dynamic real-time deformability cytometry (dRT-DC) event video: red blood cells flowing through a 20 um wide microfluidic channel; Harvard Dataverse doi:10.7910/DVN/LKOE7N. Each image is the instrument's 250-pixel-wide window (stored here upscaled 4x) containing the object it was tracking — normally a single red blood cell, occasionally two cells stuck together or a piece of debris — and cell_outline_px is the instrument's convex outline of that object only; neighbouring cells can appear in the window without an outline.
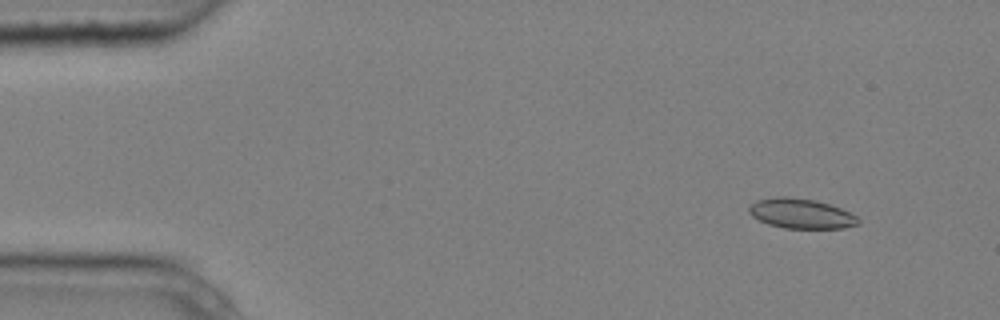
{"species": "common noctule bat (a hibernating species)", "species_latin": "Nyctalus noctula", "temperature_condition": "cold", "stored_images_in_passage": 6, "camera_frame_rate_fps": 3000, "um_per_image_px": 0.085, "animal": {"sex": "male", "body_mass_g": 20.4}, "frame": {"image": 1, "passage_image": 2, "time_ms": 0.333, "image_size_px": [1000, 320], "cell_outline_px": [[860, 224], [844, 228], [784, 228], [768, 224], [752, 216], [748, 212], [748, 208], [756, 200], [776, 196], [788, 196], [816, 200], [840, 208], [856, 216], [860, 220]], "centroid_in_image_um": [68.08, 18.15], "position_along_channel_um": 16.9, "area_um2": 19.07}}
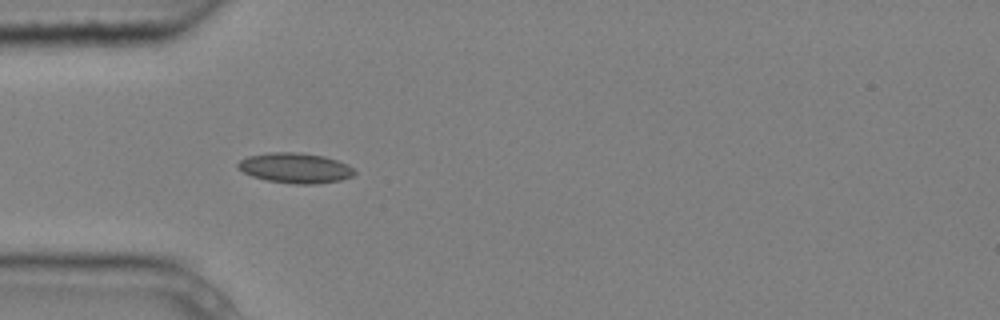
{"frame": {"image": 2, "passage_image": 5, "time_ms": 1.333, "image_size_px": [1000, 320], "cell_outline_px": [[356, 172], [352, 176], [340, 180], [316, 184], [296, 184], [268, 180], [252, 176], [236, 168], [236, 164], [240, 160], [248, 156], [268, 152], [296, 152], [324, 156], [348, 164]], "centroid_in_image_um": [25.08, 14.27], "position_along_channel_um": 59.9, "area_um2": 20.46}}
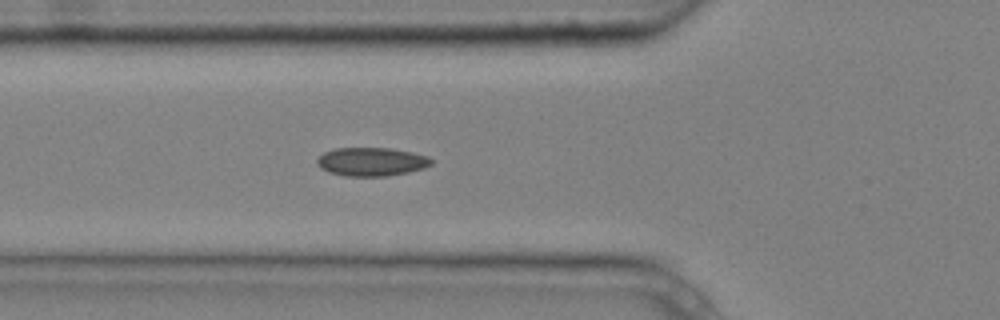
{"frame": {"image": 3, "passage_image": 6, "time_ms": 1.667, "image_size_px": [1000, 320], "cell_outline_px": [[432, 164], [424, 168], [408, 172], [388, 176], [344, 176], [328, 172], [320, 168], [316, 164], [316, 160], [324, 152], [336, 148], [388, 148], [412, 152], [428, 156], [432, 160]], "centroid_in_image_um": [31.56, 13.75], "position_along_channel_um": 94.2, "area_um2": 19.07}}